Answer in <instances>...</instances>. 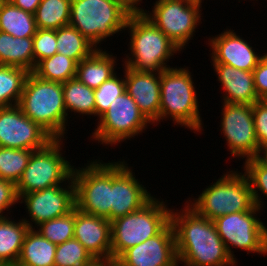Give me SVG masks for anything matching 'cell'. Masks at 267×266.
Wrapping results in <instances>:
<instances>
[{"mask_svg": "<svg viewBox=\"0 0 267 266\" xmlns=\"http://www.w3.org/2000/svg\"><path fill=\"white\" fill-rule=\"evenodd\" d=\"M176 211V212H175ZM171 208L178 264L183 266H236L212 220L188 203L179 212Z\"/></svg>", "mask_w": 267, "mask_h": 266, "instance_id": "obj_1", "label": "cell"}, {"mask_svg": "<svg viewBox=\"0 0 267 266\" xmlns=\"http://www.w3.org/2000/svg\"><path fill=\"white\" fill-rule=\"evenodd\" d=\"M195 88L188 67H171L160 72V112L153 126L170 118L174 125L202 133L203 122Z\"/></svg>", "mask_w": 267, "mask_h": 266, "instance_id": "obj_2", "label": "cell"}, {"mask_svg": "<svg viewBox=\"0 0 267 266\" xmlns=\"http://www.w3.org/2000/svg\"><path fill=\"white\" fill-rule=\"evenodd\" d=\"M18 106L53 139L65 140L71 116H67L64 106L62 83L47 81L29 72Z\"/></svg>", "mask_w": 267, "mask_h": 266, "instance_id": "obj_3", "label": "cell"}, {"mask_svg": "<svg viewBox=\"0 0 267 266\" xmlns=\"http://www.w3.org/2000/svg\"><path fill=\"white\" fill-rule=\"evenodd\" d=\"M125 30L130 33L128 45L131 53L123 58V65L127 68L162 72L171 68L167 65L171 56L181 52L180 48L143 14H131Z\"/></svg>", "mask_w": 267, "mask_h": 266, "instance_id": "obj_4", "label": "cell"}, {"mask_svg": "<svg viewBox=\"0 0 267 266\" xmlns=\"http://www.w3.org/2000/svg\"><path fill=\"white\" fill-rule=\"evenodd\" d=\"M211 184L202 190L198 198L185 201L207 219L213 221L226 214L248 212L255 206L251 185L245 173L227 170Z\"/></svg>", "mask_w": 267, "mask_h": 266, "instance_id": "obj_5", "label": "cell"}, {"mask_svg": "<svg viewBox=\"0 0 267 266\" xmlns=\"http://www.w3.org/2000/svg\"><path fill=\"white\" fill-rule=\"evenodd\" d=\"M171 209L155 196L140 210L111 221V258L157 235L170 222Z\"/></svg>", "mask_w": 267, "mask_h": 266, "instance_id": "obj_6", "label": "cell"}, {"mask_svg": "<svg viewBox=\"0 0 267 266\" xmlns=\"http://www.w3.org/2000/svg\"><path fill=\"white\" fill-rule=\"evenodd\" d=\"M130 15L115 0H71L69 25L99 48L111 35L125 31Z\"/></svg>", "mask_w": 267, "mask_h": 266, "instance_id": "obj_7", "label": "cell"}, {"mask_svg": "<svg viewBox=\"0 0 267 266\" xmlns=\"http://www.w3.org/2000/svg\"><path fill=\"white\" fill-rule=\"evenodd\" d=\"M63 139H53L44 148L33 151L20 180L17 195L66 184L73 177L74 166L63 157ZM68 180V181H67Z\"/></svg>", "mask_w": 267, "mask_h": 266, "instance_id": "obj_8", "label": "cell"}, {"mask_svg": "<svg viewBox=\"0 0 267 266\" xmlns=\"http://www.w3.org/2000/svg\"><path fill=\"white\" fill-rule=\"evenodd\" d=\"M72 179L75 207L111 222L112 162L105 163L97 159L88 161L87 165L74 168Z\"/></svg>", "mask_w": 267, "mask_h": 266, "instance_id": "obj_9", "label": "cell"}, {"mask_svg": "<svg viewBox=\"0 0 267 266\" xmlns=\"http://www.w3.org/2000/svg\"><path fill=\"white\" fill-rule=\"evenodd\" d=\"M260 210L262 211L255 205L248 212L226 214L213 220L218 235L236 262L238 259L233 248L247 251L248 255L257 253L267 256V227L257 218Z\"/></svg>", "mask_w": 267, "mask_h": 266, "instance_id": "obj_10", "label": "cell"}, {"mask_svg": "<svg viewBox=\"0 0 267 266\" xmlns=\"http://www.w3.org/2000/svg\"><path fill=\"white\" fill-rule=\"evenodd\" d=\"M92 141L115 146L118 143L135 138L151 124L140 112L133 98L125 91L110 104L98 119Z\"/></svg>", "mask_w": 267, "mask_h": 266, "instance_id": "obj_11", "label": "cell"}, {"mask_svg": "<svg viewBox=\"0 0 267 266\" xmlns=\"http://www.w3.org/2000/svg\"><path fill=\"white\" fill-rule=\"evenodd\" d=\"M153 5L143 15L183 51L201 22L202 5L189 0H157Z\"/></svg>", "mask_w": 267, "mask_h": 266, "instance_id": "obj_12", "label": "cell"}, {"mask_svg": "<svg viewBox=\"0 0 267 266\" xmlns=\"http://www.w3.org/2000/svg\"><path fill=\"white\" fill-rule=\"evenodd\" d=\"M220 131L226 140L231 157L245 160L259 156L255 134L253 105L223 103Z\"/></svg>", "mask_w": 267, "mask_h": 266, "instance_id": "obj_13", "label": "cell"}, {"mask_svg": "<svg viewBox=\"0 0 267 266\" xmlns=\"http://www.w3.org/2000/svg\"><path fill=\"white\" fill-rule=\"evenodd\" d=\"M19 203H24L26 206L25 208L30 218H22V220L30 228H35L36 225L38 226L42 222L64 216L75 208V186L73 179L69 180L66 184L23 194L19 198Z\"/></svg>", "mask_w": 267, "mask_h": 266, "instance_id": "obj_14", "label": "cell"}, {"mask_svg": "<svg viewBox=\"0 0 267 266\" xmlns=\"http://www.w3.org/2000/svg\"><path fill=\"white\" fill-rule=\"evenodd\" d=\"M53 138L18 105L0 108V147L39 150Z\"/></svg>", "mask_w": 267, "mask_h": 266, "instance_id": "obj_15", "label": "cell"}, {"mask_svg": "<svg viewBox=\"0 0 267 266\" xmlns=\"http://www.w3.org/2000/svg\"><path fill=\"white\" fill-rule=\"evenodd\" d=\"M116 263L117 266H179L171 222L157 235L125 250Z\"/></svg>", "mask_w": 267, "mask_h": 266, "instance_id": "obj_16", "label": "cell"}, {"mask_svg": "<svg viewBox=\"0 0 267 266\" xmlns=\"http://www.w3.org/2000/svg\"><path fill=\"white\" fill-rule=\"evenodd\" d=\"M125 161L112 162L111 221L140 210L153 198Z\"/></svg>", "mask_w": 267, "mask_h": 266, "instance_id": "obj_17", "label": "cell"}, {"mask_svg": "<svg viewBox=\"0 0 267 266\" xmlns=\"http://www.w3.org/2000/svg\"><path fill=\"white\" fill-rule=\"evenodd\" d=\"M214 36L208 38V45L212 50L210 58L213 63H223L240 70L253 71L263 56L257 54L255 48L231 28Z\"/></svg>", "mask_w": 267, "mask_h": 266, "instance_id": "obj_18", "label": "cell"}, {"mask_svg": "<svg viewBox=\"0 0 267 266\" xmlns=\"http://www.w3.org/2000/svg\"><path fill=\"white\" fill-rule=\"evenodd\" d=\"M125 90L152 124L160 112V72L137 71L124 66Z\"/></svg>", "mask_w": 267, "mask_h": 266, "instance_id": "obj_19", "label": "cell"}, {"mask_svg": "<svg viewBox=\"0 0 267 266\" xmlns=\"http://www.w3.org/2000/svg\"><path fill=\"white\" fill-rule=\"evenodd\" d=\"M74 238L94 259L111 258V222L106 218L84 213L75 207Z\"/></svg>", "mask_w": 267, "mask_h": 266, "instance_id": "obj_20", "label": "cell"}, {"mask_svg": "<svg viewBox=\"0 0 267 266\" xmlns=\"http://www.w3.org/2000/svg\"><path fill=\"white\" fill-rule=\"evenodd\" d=\"M224 92L222 103L253 105L259 101L253 71H245L223 63H211Z\"/></svg>", "mask_w": 267, "mask_h": 266, "instance_id": "obj_21", "label": "cell"}, {"mask_svg": "<svg viewBox=\"0 0 267 266\" xmlns=\"http://www.w3.org/2000/svg\"><path fill=\"white\" fill-rule=\"evenodd\" d=\"M109 53L101 47L97 48L77 64L76 78L89 88L97 89L116 73L117 57Z\"/></svg>", "mask_w": 267, "mask_h": 266, "instance_id": "obj_22", "label": "cell"}, {"mask_svg": "<svg viewBox=\"0 0 267 266\" xmlns=\"http://www.w3.org/2000/svg\"><path fill=\"white\" fill-rule=\"evenodd\" d=\"M9 216L0 218V265L16 266L26 233L30 227Z\"/></svg>", "mask_w": 267, "mask_h": 266, "instance_id": "obj_23", "label": "cell"}, {"mask_svg": "<svg viewBox=\"0 0 267 266\" xmlns=\"http://www.w3.org/2000/svg\"><path fill=\"white\" fill-rule=\"evenodd\" d=\"M56 248V244L44 238L35 228H30L16 266H55Z\"/></svg>", "mask_w": 267, "mask_h": 266, "instance_id": "obj_24", "label": "cell"}, {"mask_svg": "<svg viewBox=\"0 0 267 266\" xmlns=\"http://www.w3.org/2000/svg\"><path fill=\"white\" fill-rule=\"evenodd\" d=\"M0 64L33 72V37L18 38L0 31Z\"/></svg>", "mask_w": 267, "mask_h": 266, "instance_id": "obj_25", "label": "cell"}, {"mask_svg": "<svg viewBox=\"0 0 267 266\" xmlns=\"http://www.w3.org/2000/svg\"><path fill=\"white\" fill-rule=\"evenodd\" d=\"M0 31L18 38L33 37L37 31L35 15L4 0L0 7Z\"/></svg>", "mask_w": 267, "mask_h": 266, "instance_id": "obj_26", "label": "cell"}, {"mask_svg": "<svg viewBox=\"0 0 267 266\" xmlns=\"http://www.w3.org/2000/svg\"><path fill=\"white\" fill-rule=\"evenodd\" d=\"M64 106L68 113L95 117L94 89L89 88L76 77L62 83Z\"/></svg>", "mask_w": 267, "mask_h": 266, "instance_id": "obj_27", "label": "cell"}, {"mask_svg": "<svg viewBox=\"0 0 267 266\" xmlns=\"http://www.w3.org/2000/svg\"><path fill=\"white\" fill-rule=\"evenodd\" d=\"M57 53L70 57L77 63L89 57L97 47L70 25L56 29Z\"/></svg>", "mask_w": 267, "mask_h": 266, "instance_id": "obj_28", "label": "cell"}, {"mask_svg": "<svg viewBox=\"0 0 267 266\" xmlns=\"http://www.w3.org/2000/svg\"><path fill=\"white\" fill-rule=\"evenodd\" d=\"M28 74L21 67L0 65V108L18 105Z\"/></svg>", "mask_w": 267, "mask_h": 266, "instance_id": "obj_29", "label": "cell"}, {"mask_svg": "<svg viewBox=\"0 0 267 266\" xmlns=\"http://www.w3.org/2000/svg\"><path fill=\"white\" fill-rule=\"evenodd\" d=\"M71 0H42L35 12L37 29L56 30L69 25Z\"/></svg>", "mask_w": 267, "mask_h": 266, "instance_id": "obj_30", "label": "cell"}, {"mask_svg": "<svg viewBox=\"0 0 267 266\" xmlns=\"http://www.w3.org/2000/svg\"><path fill=\"white\" fill-rule=\"evenodd\" d=\"M77 62L70 57L56 53L52 57L41 60L33 73L41 79L58 83L76 77Z\"/></svg>", "mask_w": 267, "mask_h": 266, "instance_id": "obj_31", "label": "cell"}, {"mask_svg": "<svg viewBox=\"0 0 267 266\" xmlns=\"http://www.w3.org/2000/svg\"><path fill=\"white\" fill-rule=\"evenodd\" d=\"M33 151L0 147V178L17 184Z\"/></svg>", "mask_w": 267, "mask_h": 266, "instance_id": "obj_32", "label": "cell"}, {"mask_svg": "<svg viewBox=\"0 0 267 266\" xmlns=\"http://www.w3.org/2000/svg\"><path fill=\"white\" fill-rule=\"evenodd\" d=\"M75 208L68 214L42 222L36 230L51 243L61 244L74 238Z\"/></svg>", "mask_w": 267, "mask_h": 266, "instance_id": "obj_33", "label": "cell"}, {"mask_svg": "<svg viewBox=\"0 0 267 266\" xmlns=\"http://www.w3.org/2000/svg\"><path fill=\"white\" fill-rule=\"evenodd\" d=\"M95 259L75 238L57 244L55 266H88Z\"/></svg>", "mask_w": 267, "mask_h": 266, "instance_id": "obj_34", "label": "cell"}, {"mask_svg": "<svg viewBox=\"0 0 267 266\" xmlns=\"http://www.w3.org/2000/svg\"><path fill=\"white\" fill-rule=\"evenodd\" d=\"M243 171L249 179L254 204L263 211V196L267 198V166L257 157L250 158L243 162Z\"/></svg>", "mask_w": 267, "mask_h": 266, "instance_id": "obj_35", "label": "cell"}, {"mask_svg": "<svg viewBox=\"0 0 267 266\" xmlns=\"http://www.w3.org/2000/svg\"><path fill=\"white\" fill-rule=\"evenodd\" d=\"M117 72L107 81L103 82L97 89H94L95 96V116L99 118L110 104L121 96L125 90V79L116 75Z\"/></svg>", "mask_w": 267, "mask_h": 266, "instance_id": "obj_36", "label": "cell"}, {"mask_svg": "<svg viewBox=\"0 0 267 266\" xmlns=\"http://www.w3.org/2000/svg\"><path fill=\"white\" fill-rule=\"evenodd\" d=\"M56 30L37 29L33 36L34 69L43 59L57 53Z\"/></svg>", "mask_w": 267, "mask_h": 266, "instance_id": "obj_37", "label": "cell"}, {"mask_svg": "<svg viewBox=\"0 0 267 266\" xmlns=\"http://www.w3.org/2000/svg\"><path fill=\"white\" fill-rule=\"evenodd\" d=\"M253 119L258 147L267 146V101L259 100L253 104Z\"/></svg>", "mask_w": 267, "mask_h": 266, "instance_id": "obj_38", "label": "cell"}, {"mask_svg": "<svg viewBox=\"0 0 267 266\" xmlns=\"http://www.w3.org/2000/svg\"><path fill=\"white\" fill-rule=\"evenodd\" d=\"M16 203H19L16 184L0 178V218L7 217L8 213L4 215V211H10Z\"/></svg>", "mask_w": 267, "mask_h": 266, "instance_id": "obj_39", "label": "cell"}, {"mask_svg": "<svg viewBox=\"0 0 267 266\" xmlns=\"http://www.w3.org/2000/svg\"><path fill=\"white\" fill-rule=\"evenodd\" d=\"M254 87L260 100L267 98V53L263 54L259 63L253 70Z\"/></svg>", "mask_w": 267, "mask_h": 266, "instance_id": "obj_40", "label": "cell"}, {"mask_svg": "<svg viewBox=\"0 0 267 266\" xmlns=\"http://www.w3.org/2000/svg\"><path fill=\"white\" fill-rule=\"evenodd\" d=\"M16 7L27 11L29 13L35 14L37 7L39 6L42 0H9Z\"/></svg>", "mask_w": 267, "mask_h": 266, "instance_id": "obj_41", "label": "cell"}, {"mask_svg": "<svg viewBox=\"0 0 267 266\" xmlns=\"http://www.w3.org/2000/svg\"><path fill=\"white\" fill-rule=\"evenodd\" d=\"M120 3L126 10H128L131 14H143L145 12L144 8L142 9L140 6L142 0H115ZM141 2V3H140Z\"/></svg>", "mask_w": 267, "mask_h": 266, "instance_id": "obj_42", "label": "cell"}, {"mask_svg": "<svg viewBox=\"0 0 267 266\" xmlns=\"http://www.w3.org/2000/svg\"><path fill=\"white\" fill-rule=\"evenodd\" d=\"M88 266H117L116 260L110 259H95L90 265Z\"/></svg>", "mask_w": 267, "mask_h": 266, "instance_id": "obj_43", "label": "cell"}, {"mask_svg": "<svg viewBox=\"0 0 267 266\" xmlns=\"http://www.w3.org/2000/svg\"><path fill=\"white\" fill-rule=\"evenodd\" d=\"M257 158L267 166V146L260 150L259 156Z\"/></svg>", "mask_w": 267, "mask_h": 266, "instance_id": "obj_44", "label": "cell"}, {"mask_svg": "<svg viewBox=\"0 0 267 266\" xmlns=\"http://www.w3.org/2000/svg\"><path fill=\"white\" fill-rule=\"evenodd\" d=\"M189 1L196 2V3H200V4L202 5V2H203L204 0H189Z\"/></svg>", "mask_w": 267, "mask_h": 266, "instance_id": "obj_45", "label": "cell"}]
</instances>
